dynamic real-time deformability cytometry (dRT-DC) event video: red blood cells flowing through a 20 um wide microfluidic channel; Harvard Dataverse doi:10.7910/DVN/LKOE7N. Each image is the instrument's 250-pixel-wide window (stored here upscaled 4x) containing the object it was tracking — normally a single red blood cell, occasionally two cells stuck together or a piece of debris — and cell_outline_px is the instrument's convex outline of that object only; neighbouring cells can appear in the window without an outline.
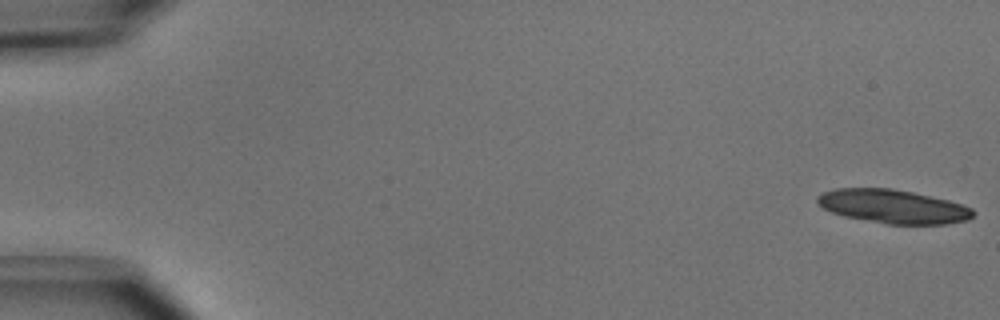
{"species": "common noctule bat (a hibernating species)", "species_latin": "Nyctalus noctula", "temperature_condition": "cold", "stored_images_in_passage": 19, "segment_of_instrument_passage": [1, 2], "camera_frame_rate_fps": 3000, "um_per_image_px": 0.085, "animal": {"sex": "male", "body_mass_g": 15.6}, "frame": {"image": 1, "passage_image": 1, "time_ms": 0.0, "image_size_px": [1000, 320], "cell_outline_px": [[976, 212], [968, 220], [948, 224], [888, 224], [844, 216], [832, 212], [824, 208], [816, 200], [816, 196], [824, 192], [836, 188], [892, 188], [912, 192], [948, 200], [972, 208]], "centroid_in_image_um": [75.92, 17.55], "position_along_channel_um": 9.1, "area_um2": 30.46}}